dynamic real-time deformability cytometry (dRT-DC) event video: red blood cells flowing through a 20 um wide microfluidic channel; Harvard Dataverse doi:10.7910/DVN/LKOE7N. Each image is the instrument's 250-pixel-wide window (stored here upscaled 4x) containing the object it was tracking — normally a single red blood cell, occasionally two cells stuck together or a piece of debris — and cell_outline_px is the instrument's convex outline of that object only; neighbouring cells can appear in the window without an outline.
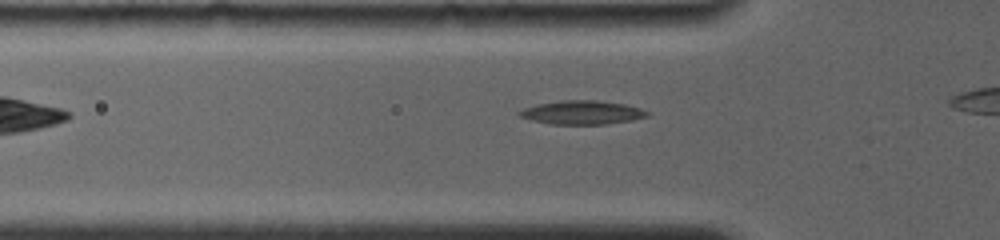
{"species": "common noctule bat (a hibernating species)", "species_latin": "Nyctalus noctula", "temperature_condition": "room temperature", "stored_images_in_passage": 18, "camera_frame_rate_fps": 4000, "um_per_image_px": 0.085, "animal": {"sex": "female", "body_mass_g": 19.0, "forearm_length_mm": 56.7}, "frame": {"image": 1, "passage_image": 3, "time_ms": 0.5, "image_size_px": [1000, 240], "cell_outline_px": [[652, 112], [648, 116], [632, 120], [608, 124], [548, 124], [532, 120], [520, 116], [516, 112], [524, 108], [536, 104], [560, 100], [596, 100], [624, 104], [640, 108]], "centroid_in_image_um": [49.48, 9.56], "position_along_channel_um": 76.3, "area_um2": 17.8}}
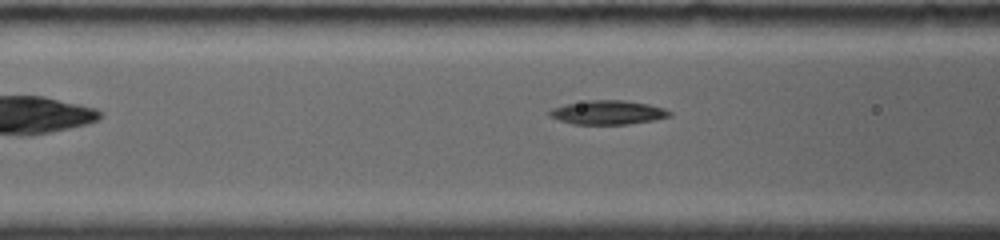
{"frame": {"image": 2, "passage_image": 8, "time_ms": 1.5, "image_size_px": [1000, 240], "cell_outline_px": [[672, 116], [652, 120], [628, 124], [572, 124], [548, 116], [548, 112], [552, 108], [568, 104], [588, 100], [624, 100], [648, 104], [664, 108], [672, 112]], "centroid_in_image_um": [51.68, 9.56], "position_along_channel_um": 114.9, "area_um2": 16.7}}
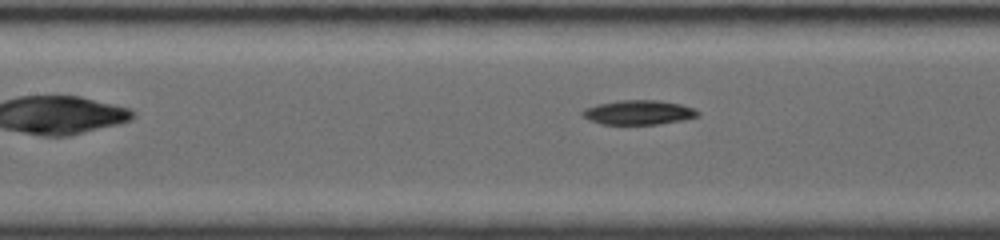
{"frame": {"image": 3, "passage_image": 13, "time_ms": 2.5, "image_size_px": [1000, 240], "cell_outline_px": [[700, 116], [684, 120], [660, 124], [600, 124], [588, 120], [580, 112], [584, 108], [596, 104], [620, 100], [656, 100], [680, 104], [692, 108], [700, 112]], "centroid_in_image_um": [54.26, 9.56], "position_along_channel_um": 153.1, "area_um2": 16.53}}